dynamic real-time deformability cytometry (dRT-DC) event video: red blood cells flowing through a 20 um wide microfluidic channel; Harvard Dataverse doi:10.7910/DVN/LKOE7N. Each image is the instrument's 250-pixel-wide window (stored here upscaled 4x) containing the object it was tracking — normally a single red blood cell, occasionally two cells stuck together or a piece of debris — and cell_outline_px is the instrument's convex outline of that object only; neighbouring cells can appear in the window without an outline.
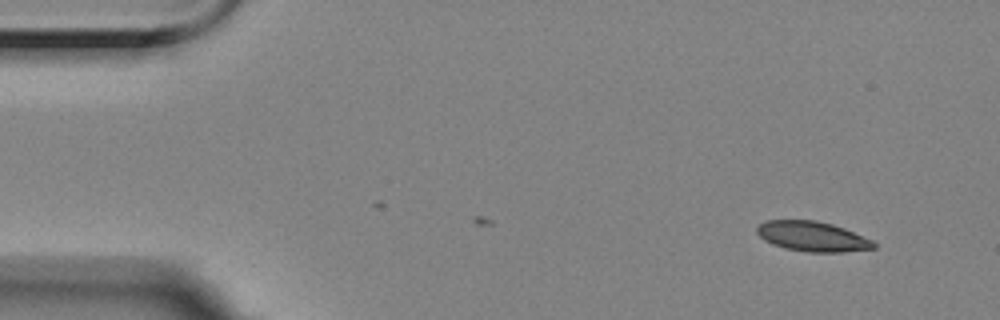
{"species": "Egyptian fruit bat (a non-hibernating species)", "species_latin": "Rousettus aegyptiacus", "temperature_condition": "room temperature", "stored_images_in_passage": 12, "camera_frame_rate_fps": 3000, "um_per_image_px": 0.085, "animal": {"sex": "female"}, "frame": {"image": 1, "passage_image": 1, "time_ms": 0.0, "image_size_px": [1000, 320], "cell_outline_px": [[876, 248], [844, 252], [808, 252], [788, 248], [772, 244], [764, 240], [756, 232], [756, 228], [760, 224], [768, 220], [816, 220], [832, 224], [844, 228], [872, 240], [876, 244]], "centroid_in_image_um": [69.06, 20.09], "position_along_channel_um": 15.9, "area_um2": 20.29}}